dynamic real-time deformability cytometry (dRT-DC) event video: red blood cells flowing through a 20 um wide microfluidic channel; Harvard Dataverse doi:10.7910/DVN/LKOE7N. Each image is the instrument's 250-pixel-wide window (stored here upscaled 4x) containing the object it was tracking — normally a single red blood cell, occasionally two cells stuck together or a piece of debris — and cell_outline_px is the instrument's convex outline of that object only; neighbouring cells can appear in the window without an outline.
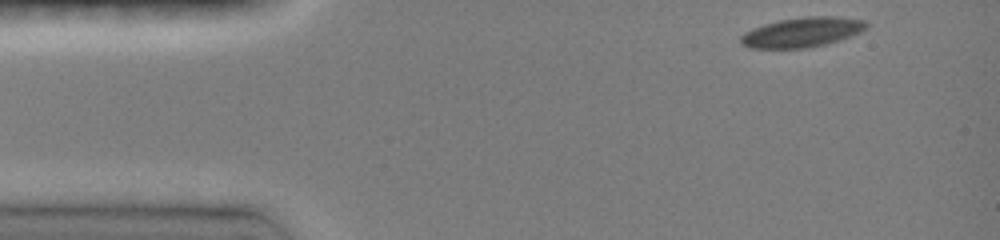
{"species": "common noctule bat (a hibernating species)", "species_latin": "Nyctalus noctula", "temperature_condition": "room temperature", "stored_images_in_passage": 33, "camera_frame_rate_fps": 3000, "um_per_image_px": 0.085, "animal": {"sex": "female", "body_mass_g": 19.0, "forearm_length_mm": 51.5}, "frame": {"image": 1, "passage_image": 1, "time_ms": 0.0, "image_size_px": [1000, 240], "cell_outline_px": [[868, 28], [860, 32], [840, 40], [808, 48], [748, 48], [740, 44], [740, 36], [744, 32], [752, 28], [764, 24], [780, 20], [808, 16], [836, 16], [864, 20], [868, 24]], "centroid_in_image_um": [68.16, 2.74], "position_along_channel_um": 16.8, "area_um2": 21.91}}
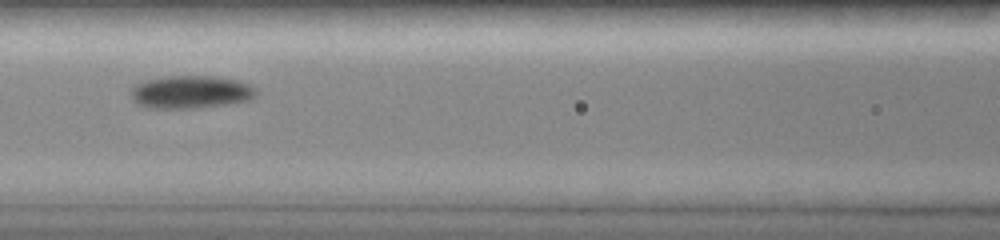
{"frame": {"image": 2, "passage_image": 15, "time_ms": 5.333, "image_size_px": [1000, 240], "cell_outline_px": [[256, 96], [248, 100], [224, 104], [196, 108], [148, 108], [136, 104], [132, 100], [132, 88], [136, 84], [148, 80], [168, 76], [216, 76], [236, 80], [248, 84], [256, 88]], "centroid_in_image_um": [16.2, 7.82], "position_along_channel_um": 150.4, "area_um2": 23.81}}
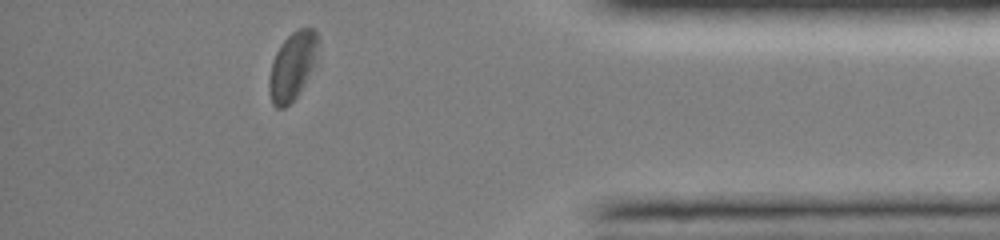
{"frame": {"image": 3, "passage_image": 33, "time_ms": 12.333, "image_size_px": [1000, 240], "cell_outline_px": [[320, 64], [300, 92], [284, 108], [276, 108], [272, 104], [268, 88], [268, 80], [272, 60], [280, 44], [292, 32], [300, 28], [312, 28], [316, 32]], "centroid_in_image_um": [24.91, 5.63], "position_along_channel_um": 410.3, "area_um2": 20.17}, "authors_computed_cell_mechanics": {"area_um2": 21.9062, "velocity_mm_per_s": 4.0114, "shape_relaxation_time_tau1_ms": 3.2965, "shape_relaxation_time_tau2_ms": 2.9716, "deformation_change_tau1": 0.0937, "deformation_change_tau2": 0.047}}